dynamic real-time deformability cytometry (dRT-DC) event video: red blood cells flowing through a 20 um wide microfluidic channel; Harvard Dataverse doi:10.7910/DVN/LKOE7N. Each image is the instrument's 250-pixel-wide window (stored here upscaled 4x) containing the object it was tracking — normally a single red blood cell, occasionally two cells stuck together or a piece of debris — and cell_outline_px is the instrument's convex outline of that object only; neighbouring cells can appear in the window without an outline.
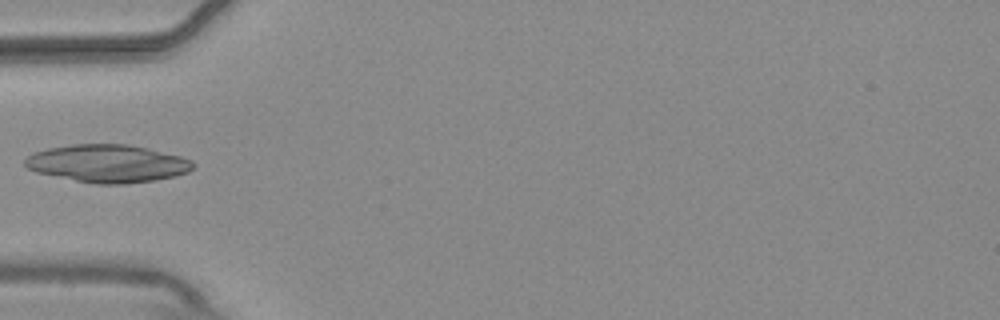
{"species": "common noctule bat (a hibernating species)", "species_latin": "Nyctalus noctula", "temperature_condition": "warm", "stored_images_in_passage": 37, "camera_frame_rate_fps": 3000, "um_per_image_px": 0.085, "animal": {"sex": "male", "body_mass_g": 20.4}, "frame": {"image": 1, "passage_image": 1, "time_ms": 0.0, "image_size_px": [1000, 320], "cell_outline_px": [[196, 164], [188, 172], [176, 176], [156, 180], [124, 184], [96, 184], [36, 172], [28, 168], [24, 164], [24, 160], [32, 152], [48, 148], [72, 144], [128, 144], [148, 148], [180, 156], [192, 160]], "centroid_in_image_um": [9.16, 13.89], "position_along_channel_um": 75.8, "area_um2": 37.05}}
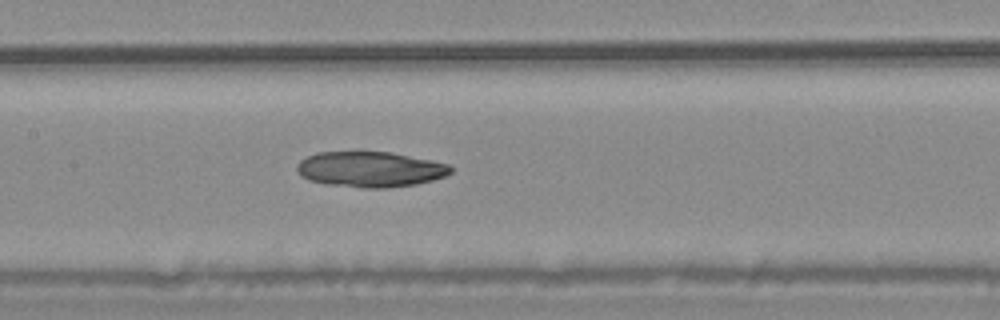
{"frame": {"image": 2, "passage_image": 9, "time_ms": 2.667, "image_size_px": [1000, 320], "cell_outline_px": [[452, 172], [444, 176], [432, 180], [416, 184], [388, 188], [364, 188], [324, 184], [308, 180], [300, 176], [296, 168], [296, 164], [300, 160], [316, 152], [388, 152], [432, 160], [448, 164], [452, 168]], "centroid_in_image_um": [31.43, 14.4], "position_along_channel_um": 176.0, "area_um2": 31.91}}
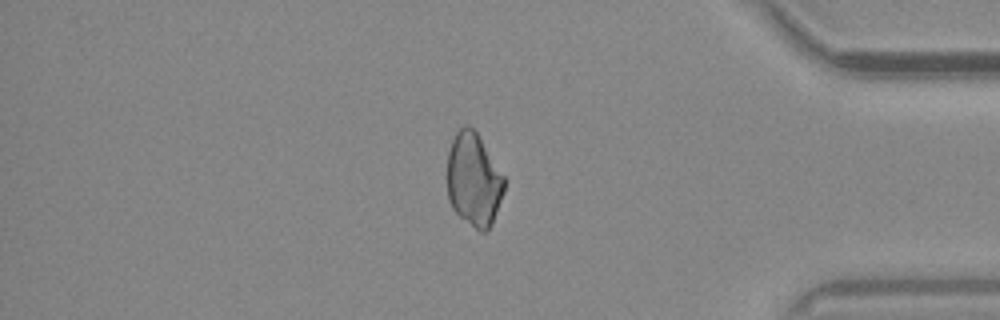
{"frame": {"image": 3, "passage_image": 29, "time_ms": 9.333, "image_size_px": [1000, 320], "cell_outline_px": [[504, 192], [492, 224], [484, 232], [480, 232], [460, 216], [452, 208], [448, 200], [448, 152], [452, 140], [456, 132], [464, 124], [468, 124], [476, 132], [504, 176]], "centroid_in_image_um": [40.26, 15.28], "position_along_channel_um": 394.9, "area_um2": 30.75}}